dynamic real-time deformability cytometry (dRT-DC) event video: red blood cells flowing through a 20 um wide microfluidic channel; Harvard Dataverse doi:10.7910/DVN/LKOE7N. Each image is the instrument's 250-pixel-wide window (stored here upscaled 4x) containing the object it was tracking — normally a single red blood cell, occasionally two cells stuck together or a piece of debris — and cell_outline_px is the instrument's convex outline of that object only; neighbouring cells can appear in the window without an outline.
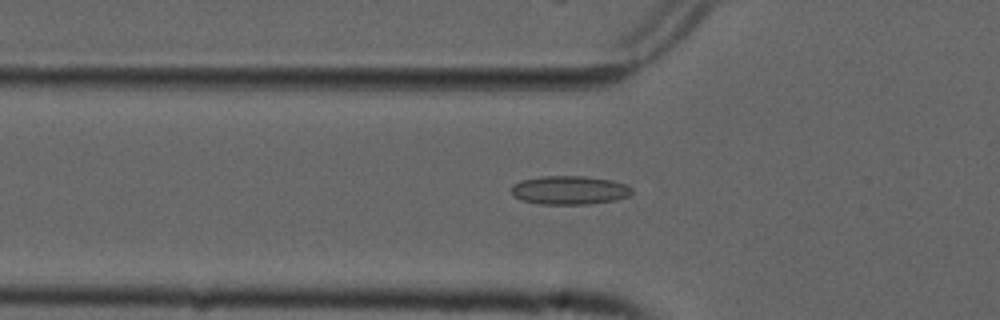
{"species": "common noctule bat (a hibernating species)", "species_latin": "Nyctalus noctula", "temperature_condition": "cold", "stored_images_in_passage": 51, "camera_frame_rate_fps": 3000, "um_per_image_px": 0.085, "animal": {"sex": "male", "forearm_length_mm": 52.5}, "frame": {"image": 1, "passage_image": 15, "time_ms": 4.667, "image_size_px": [1000, 320], "cell_outline_px": [[632, 192], [628, 196], [616, 200], [588, 204], [540, 204], [520, 200], [512, 196], [512, 184], [520, 180], [544, 176], [584, 176], [612, 180], [628, 184], [632, 188]], "centroid_in_image_um": [48.4, 16.16], "position_along_channel_um": 77.4, "area_um2": 20.35}}
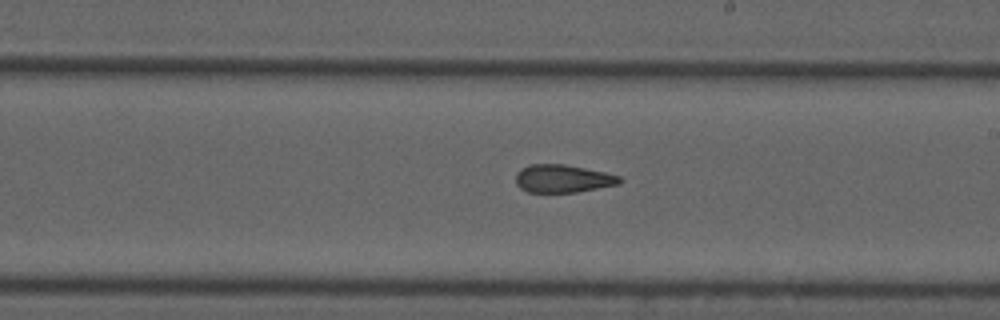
{"frame": {"image": 2, "passage_image": 28, "time_ms": 9.0, "image_size_px": [1000, 320], "cell_outline_px": [[624, 180], [620, 184], [576, 192], [528, 192], [520, 188], [516, 184], [516, 172], [520, 168], [528, 164], [564, 164], [604, 172], [620, 176]], "centroid_in_image_um": [47.82, 15.18], "position_along_channel_um": 241.2, "area_um2": 16.99}}
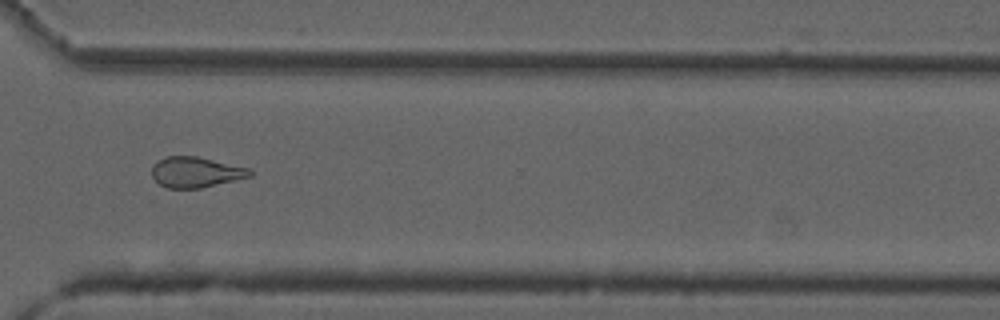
{"frame": {"image": 3, "passage_image": 37, "time_ms": 12.0, "image_size_px": [1000, 320], "cell_outline_px": [[252, 176], [236, 180], [200, 188], [168, 188], [160, 184], [152, 176], [152, 164], [168, 156], [196, 156], [248, 168], [252, 172]], "centroid_in_image_um": [16.63, 14.64], "position_along_channel_um": 354.0, "area_um2": 17.22}, "authors_computed_cell_mechanics": {"area_um2": 18.5538, "velocity_mm_per_s": 3.7676, "shape_relaxation_time_tau1_ms": null, "shape_relaxation_time_tau2_ms": 2.3476, "deformation_change_tau1": null, "deformation_change_tau2": 0.0963}}